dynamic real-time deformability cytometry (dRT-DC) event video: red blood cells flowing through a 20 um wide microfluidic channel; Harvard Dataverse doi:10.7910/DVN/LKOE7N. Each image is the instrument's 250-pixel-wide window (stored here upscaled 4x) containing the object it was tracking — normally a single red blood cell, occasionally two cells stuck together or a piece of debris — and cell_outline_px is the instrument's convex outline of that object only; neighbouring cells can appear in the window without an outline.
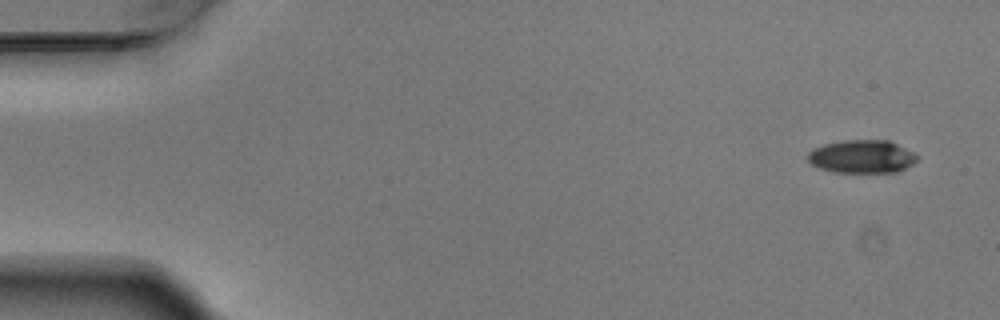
{"species": "Egyptian fruit bat (a non-hibernating species)", "species_latin": "Rousettus aegyptiacus", "temperature_condition": "warm", "stored_images_in_passage": 6, "segment_of_instrument_passage": [1, 2], "camera_frame_rate_fps": 3000, "um_per_image_px": 0.085, "animal": {"sex": "male"}, "frame": {"image": 1, "passage_image": 1, "time_ms": 0.0, "image_size_px": [1000, 320], "cell_outline_px": [[920, 156], [912, 164], [896, 172], [832, 172], [820, 168], [812, 164], [808, 160], [808, 152], [812, 148], [824, 144], [844, 140], [888, 140]], "centroid_in_image_um": [73.23, 13.3], "position_along_channel_um": 11.8, "area_um2": 20.98}}
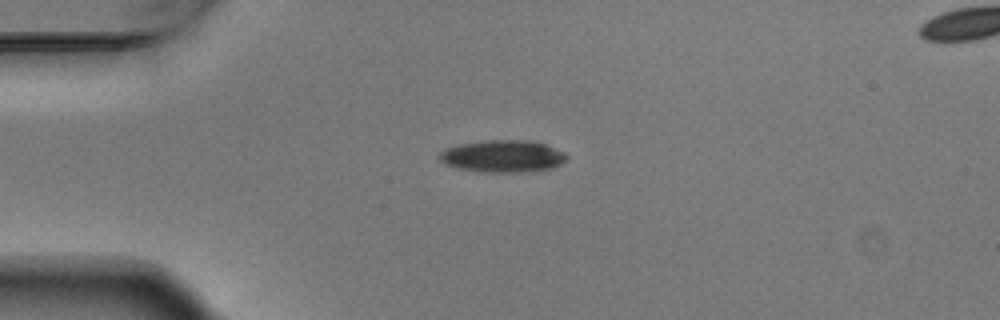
{"frame": {"image": 2, "passage_image": 4, "time_ms": 1.0, "image_size_px": [1000, 320], "cell_outline_px": [[568, 156], [560, 164], [552, 168], [520, 172], [484, 172], [456, 168], [444, 164], [440, 160], [440, 152], [448, 148], [460, 144], [488, 140], [532, 140], [556, 148], [564, 152]], "centroid_in_image_um": [42.74, 13.28], "position_along_channel_um": 42.3, "area_um2": 23.7}}